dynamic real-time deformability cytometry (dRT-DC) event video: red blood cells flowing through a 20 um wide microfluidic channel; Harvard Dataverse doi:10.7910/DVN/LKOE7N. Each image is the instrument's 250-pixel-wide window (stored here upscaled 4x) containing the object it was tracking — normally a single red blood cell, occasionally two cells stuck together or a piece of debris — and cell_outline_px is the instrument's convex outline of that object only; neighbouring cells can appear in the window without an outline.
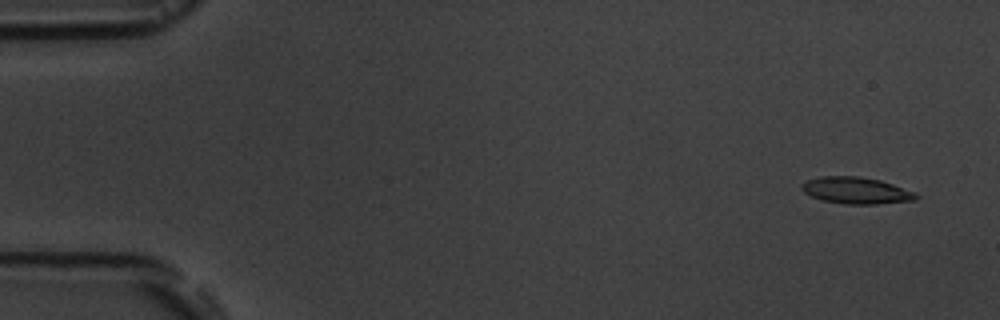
{"species": "common noctule bat (a hibernating species)", "species_latin": "Nyctalus noctula", "temperature_condition": "room temperature", "stored_images_in_passage": 4, "camera_frame_rate_fps": 3000, "um_per_image_px": 0.085, "animal": {"sex": "male", "body_mass_g": 19.5, "forearm_length_mm": 54.6}, "frame": {"image": 1, "passage_image": 1, "time_ms": 0.0, "image_size_px": [1000, 320], "cell_outline_px": [[920, 196], [916, 200], [876, 204], [844, 204], [824, 200], [812, 196], [804, 192], [800, 188], [800, 184], [808, 180], [820, 176], [860, 176], [880, 180], [916, 192]], "centroid_in_image_um": [72.79, 16.19], "position_along_channel_um": 12.2, "area_um2": 17.8}}
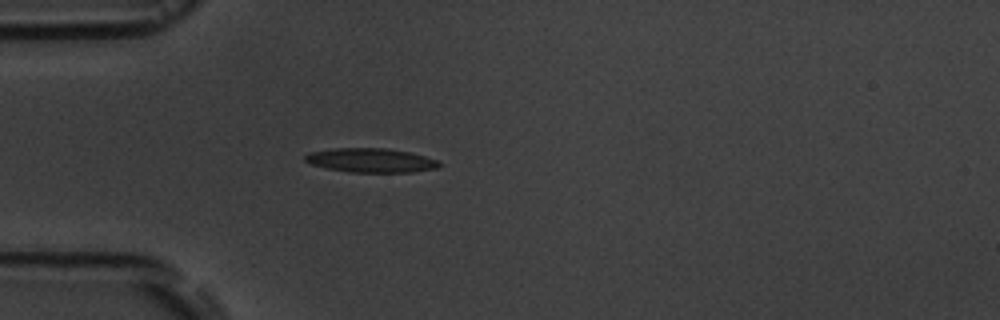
{"frame": {"image": 2, "passage_image": 4, "time_ms": 4.333, "image_size_px": [1000, 320], "cell_outline_px": [[440, 168], [412, 172], [348, 172], [324, 168], [312, 164], [304, 160], [304, 156], [308, 152], [332, 148], [388, 148], [408, 152], [424, 156], [436, 160], [440, 164]], "centroid_in_image_um": [31.48, 13.63], "position_along_channel_um": 53.5, "area_um2": 18.96}}